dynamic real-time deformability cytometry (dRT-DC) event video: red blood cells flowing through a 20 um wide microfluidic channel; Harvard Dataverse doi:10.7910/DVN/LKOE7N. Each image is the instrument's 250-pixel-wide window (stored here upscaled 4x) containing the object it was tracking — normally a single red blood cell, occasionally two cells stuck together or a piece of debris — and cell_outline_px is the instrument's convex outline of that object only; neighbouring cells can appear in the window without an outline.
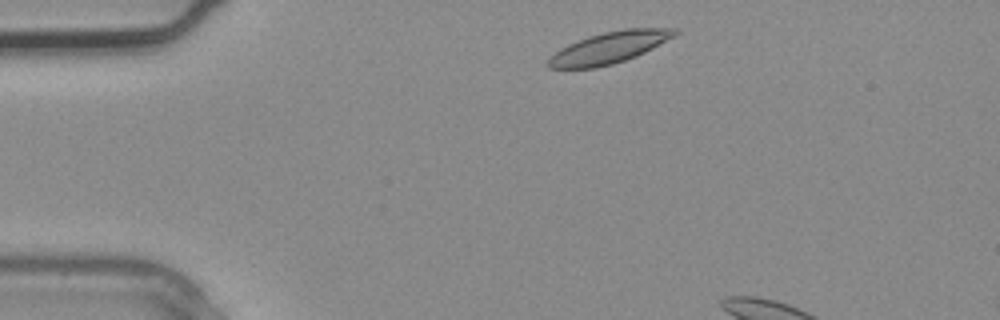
{"species": "common noctule bat (a hibernating species)", "species_latin": "Nyctalus noctula", "temperature_condition": "warm", "stored_images_in_passage": 2, "camera_frame_rate_fps": 3000, "um_per_image_px": 0.085, "animal": {"sex": "male", "body_mass_g": 20.4}, "frame": {"image": 1, "passage_image": 1, "time_ms": 0.0, "image_size_px": [1000, 320], "cell_outline_px": [[680, 32], [676, 36], [636, 56], [612, 64], [596, 68], [548, 68], [548, 60], [560, 48], [568, 44], [588, 36], [604, 32], [624, 28], [676, 28]], "centroid_in_image_um": [51.82, 4.03], "position_along_channel_um": 33.2, "area_um2": 23.12}}